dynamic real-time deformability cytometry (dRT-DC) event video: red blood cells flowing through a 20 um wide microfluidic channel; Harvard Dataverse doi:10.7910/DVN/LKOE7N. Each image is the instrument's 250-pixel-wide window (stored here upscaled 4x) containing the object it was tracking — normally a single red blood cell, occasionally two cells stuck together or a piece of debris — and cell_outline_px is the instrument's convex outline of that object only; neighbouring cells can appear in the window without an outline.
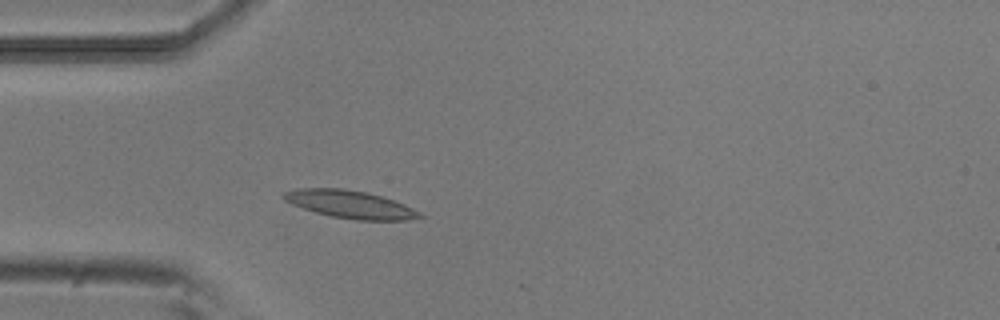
{"species": "common noctule bat (a hibernating species)", "species_latin": "Nyctalus noctula", "temperature_condition": "room temperature", "stored_images_in_passage": 2, "camera_frame_rate_fps": 3000, "um_per_image_px": 0.085, "animal": {"sex": "male", "body_mass_g": 20.5, "forearm_length_mm": 52.5}, "frame": {"image": 1, "passage_image": 1, "time_ms": 0.0, "image_size_px": [1000, 320], "cell_outline_px": [[424, 216], [408, 220], [356, 220], [328, 216], [292, 204], [284, 200], [280, 196], [284, 192], [296, 188], [344, 188], [368, 192], [404, 204], [420, 212]], "centroid_in_image_um": [29.73, 17.36], "position_along_channel_um": 55.3, "area_um2": 22.02}}